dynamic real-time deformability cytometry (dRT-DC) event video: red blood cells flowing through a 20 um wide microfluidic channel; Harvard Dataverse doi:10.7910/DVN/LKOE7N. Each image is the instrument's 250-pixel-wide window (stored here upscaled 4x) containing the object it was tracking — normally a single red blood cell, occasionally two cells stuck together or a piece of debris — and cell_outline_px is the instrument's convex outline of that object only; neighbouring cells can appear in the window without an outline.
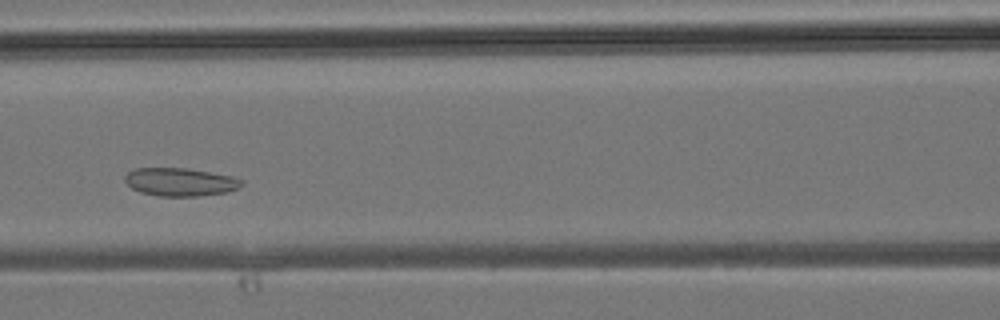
{"species": "common noctule bat (a hibernating species)", "species_latin": "Nyctalus noctula", "temperature_condition": "room temperature", "stored_images_in_passage": 33, "camera_frame_rate_fps": 3000, "um_per_image_px": 0.085, "animal": {"sex": "male", "body_mass_g": 19.2, "forearm_length_mm": 51.8}, "frame": {"image": 1, "passage_image": 12, "time_ms": 3.667, "image_size_px": [1000, 320], "cell_outline_px": [[244, 184], [236, 188], [224, 192], [200, 196], [160, 196], [140, 192], [132, 188], [124, 180], [124, 176], [128, 172], [136, 168], [184, 168], [232, 176], [244, 180]], "centroid_in_image_um": [15.3, 15.46], "position_along_channel_um": 151.3, "area_um2": 18.96}}
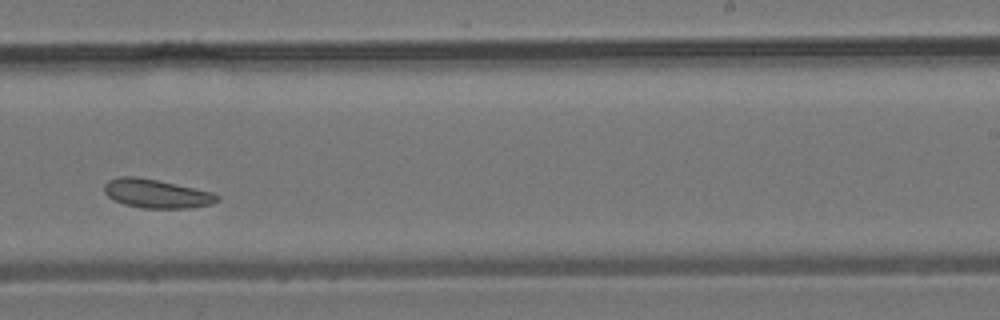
{"frame": {"image": 2, "passage_image": 19, "time_ms": 6.0, "image_size_px": [1000, 320], "cell_outline_px": [[220, 200], [212, 204], [192, 208], [144, 208], [124, 204], [108, 196], [104, 192], [104, 184], [108, 180], [120, 176], [136, 176], [156, 180], [212, 192], [220, 196]], "centroid_in_image_um": [13.31, 16.46], "position_along_channel_um": 275.7, "area_um2": 18.84}}
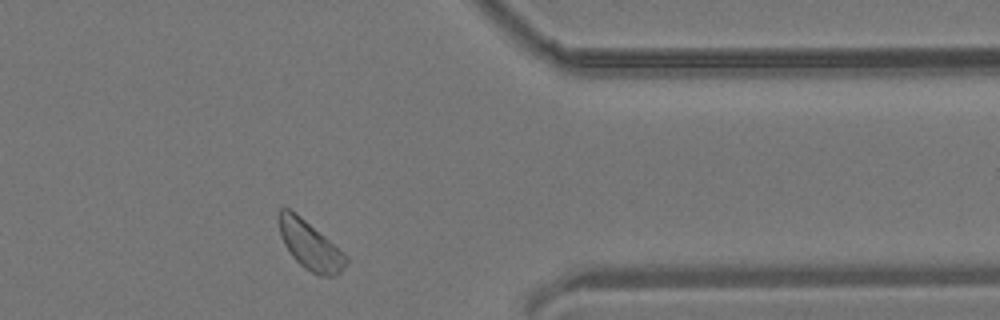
{"frame": {"image": 3, "passage_image": 26, "time_ms": 8.333, "image_size_px": [1000, 320], "cell_outline_px": [[348, 264], [336, 276], [320, 276], [304, 268], [292, 256], [284, 244], [280, 236], [276, 220], [276, 216], [280, 208], [288, 208], [296, 212], [344, 252], [348, 256]], "centroid_in_image_um": [26.33, 20.83], "position_along_channel_um": 385.1, "area_um2": 19.36}}